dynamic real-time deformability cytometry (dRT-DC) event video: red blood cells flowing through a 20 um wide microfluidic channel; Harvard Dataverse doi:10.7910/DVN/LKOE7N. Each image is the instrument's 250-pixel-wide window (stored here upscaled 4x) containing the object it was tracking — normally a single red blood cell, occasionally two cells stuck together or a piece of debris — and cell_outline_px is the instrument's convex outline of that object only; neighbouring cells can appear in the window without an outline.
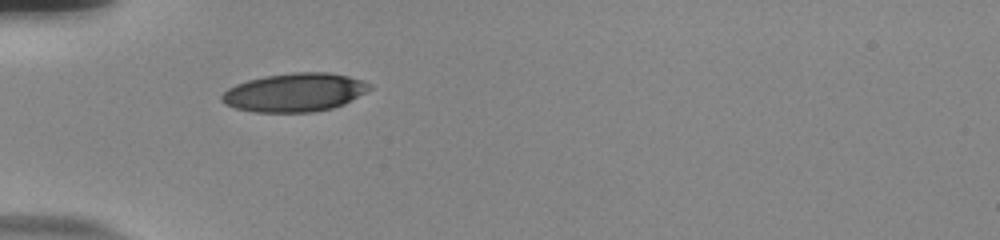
{"species": "human", "species_latin": "Homo sapiens", "temperature_condition": "room temperature", "stored_images_in_passage": 37, "camera_frame_rate_fps": 3000, "um_per_image_px": 0.085, "donor": {"sex": "male"}, "frame": {"image": 1, "passage_image": 1, "time_ms": 0.0, "image_size_px": [1000, 240], "cell_outline_px": [[372, 88], [344, 104], [332, 108], [312, 112], [256, 112], [236, 108], [220, 100], [220, 96], [228, 88], [236, 84], [248, 80], [264, 76], [292, 72], [328, 72], [348, 76], [364, 80], [372, 84]], "centroid_in_image_um": [25.07, 7.84], "position_along_channel_um": 59.9, "area_um2": 33.18}}
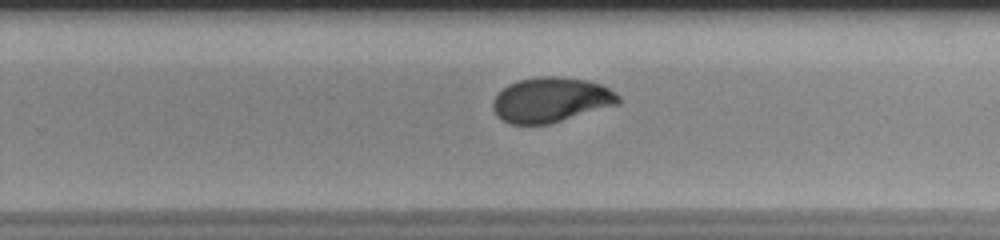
{"frame": {"image": 2, "passage_image": 19, "time_ms": 6.0, "image_size_px": [1000, 240], "cell_outline_px": [[620, 104], [548, 124], [508, 124], [496, 116], [492, 108], [492, 100], [508, 84], [520, 80], [540, 76], [556, 76], [588, 80], [600, 84], [608, 88], [620, 96]], "centroid_in_image_um": [46.82, 8.49], "position_along_channel_um": 283.0, "area_um2": 32.89}}
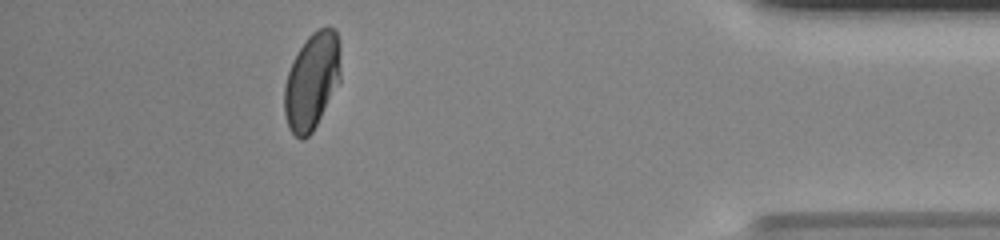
{"frame": {"image": 3, "passage_image": 32, "time_ms": 10.333, "image_size_px": [1000, 240], "cell_outline_px": [[340, 80], [312, 132], [304, 140], [300, 140], [288, 128], [284, 112], [284, 84], [292, 60], [308, 36], [312, 32], [328, 24], [336, 32], [340, 40]], "centroid_in_image_um": [26.5, 6.87], "position_along_channel_um": 408.7, "area_um2": 31.85}, "authors_computed_cell_mechanics": {"area_um2": 33.1194, "velocity_mm_per_s": 3.8519, "shape_relaxation_time_tau1_ms": 7.3471, "shape_relaxation_time_tau2_ms": null, "deformation_change_tau1": 0.2109, "deformation_change_tau2": null}}